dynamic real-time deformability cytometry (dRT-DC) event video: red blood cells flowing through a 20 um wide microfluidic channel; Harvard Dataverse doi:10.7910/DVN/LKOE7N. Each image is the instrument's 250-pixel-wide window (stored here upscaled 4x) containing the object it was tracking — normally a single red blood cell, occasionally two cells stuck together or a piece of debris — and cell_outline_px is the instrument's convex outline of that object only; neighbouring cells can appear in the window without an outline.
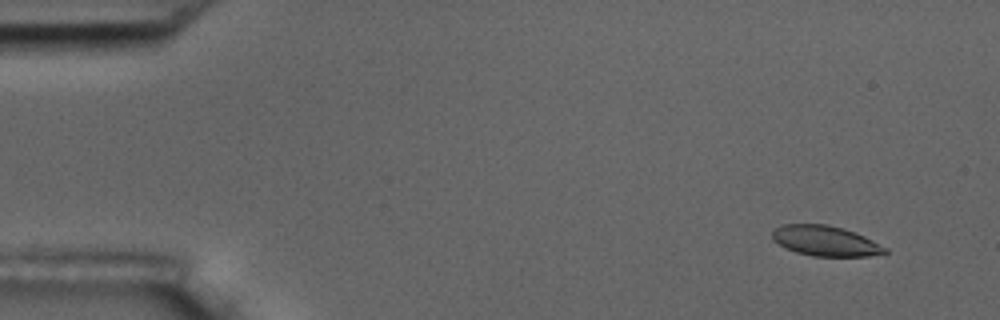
{"species": "common noctule bat (a hibernating species)", "species_latin": "Nyctalus noctula", "temperature_condition": "room temperature", "stored_images_in_passage": 8, "camera_frame_rate_fps": 3000, "um_per_image_px": 0.085, "animal": {"sex": "male", "body_mass_g": 17.5, "forearm_length_mm": 52.3}, "frame": {"image": 1, "passage_image": 2, "time_ms": 1.0, "image_size_px": [1000, 320], "cell_outline_px": [[888, 252], [868, 256], [812, 256], [796, 252], [772, 240], [772, 232], [780, 224], [828, 224], [844, 228], [856, 232], [888, 248]], "centroid_in_image_um": [70.17, 20.46], "position_along_channel_um": 14.8, "area_um2": 19.88}}
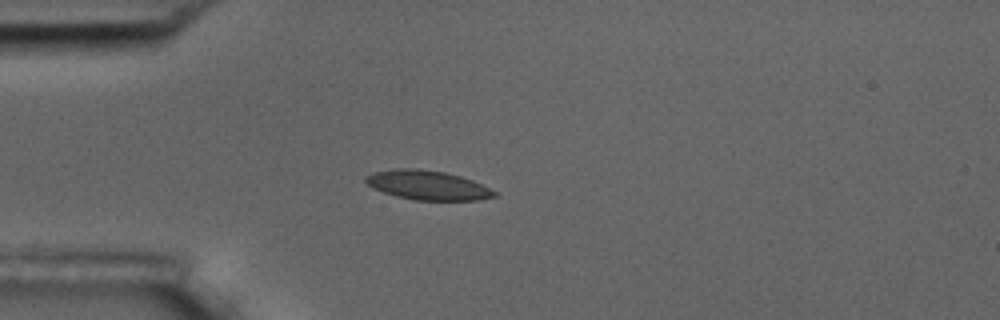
{"frame": {"image": 2, "passage_image": 5, "time_ms": 4.667, "image_size_px": [1000, 320], "cell_outline_px": [[496, 196], [480, 200], [416, 200], [396, 196], [384, 192], [368, 184], [364, 180], [364, 176], [372, 172], [396, 168], [416, 168], [444, 172], [460, 176], [472, 180], [496, 192]], "centroid_in_image_um": [36.32, 15.73], "position_along_channel_um": 48.7, "area_um2": 21.79}}